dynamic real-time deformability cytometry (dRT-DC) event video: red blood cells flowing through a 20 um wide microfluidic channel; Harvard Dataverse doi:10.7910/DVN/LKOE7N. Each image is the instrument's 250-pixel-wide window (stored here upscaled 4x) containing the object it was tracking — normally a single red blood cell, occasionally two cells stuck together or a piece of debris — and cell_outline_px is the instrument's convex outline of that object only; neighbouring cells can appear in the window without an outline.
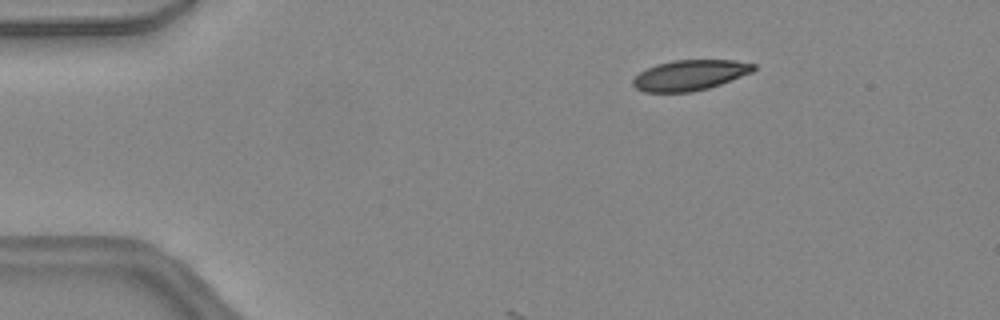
{"species": "common noctule bat (a hibernating species)", "species_latin": "Nyctalus noctula", "temperature_condition": "warm", "stored_images_in_passage": 10, "camera_frame_rate_fps": 3000, "um_per_image_px": 0.085, "animal": {"sex": "female", "body_mass_g": 24.6, "forearm_length_mm": 56.2}, "frame": {"image": 1, "passage_image": 2, "time_ms": 0.333, "image_size_px": [1000, 320], "cell_outline_px": [[756, 68], [752, 72], [720, 84], [708, 88], [692, 92], [644, 92], [636, 88], [632, 84], [632, 80], [640, 72], [656, 64], [676, 60], [736, 60], [756, 64]], "centroid_in_image_um": [58.64, 6.39], "position_along_channel_um": 26.4, "area_um2": 21.33}}